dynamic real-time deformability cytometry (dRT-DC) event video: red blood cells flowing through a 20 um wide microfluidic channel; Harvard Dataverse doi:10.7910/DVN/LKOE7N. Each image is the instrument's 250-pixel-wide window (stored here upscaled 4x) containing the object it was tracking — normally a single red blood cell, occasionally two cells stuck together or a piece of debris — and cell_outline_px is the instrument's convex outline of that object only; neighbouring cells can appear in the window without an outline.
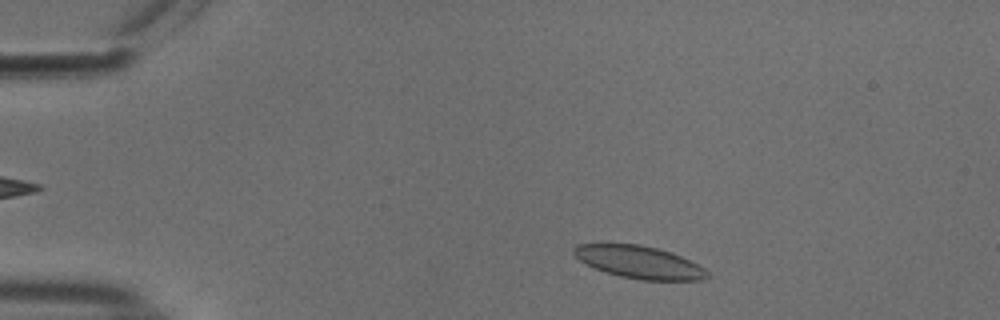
{"species": "common noctule bat (a hibernating species)", "species_latin": "Nyctalus noctula", "temperature_condition": "cold", "stored_images_in_passage": 48, "camera_frame_rate_fps": 3000, "um_per_image_px": 0.085, "animal": {"sex": "male", "body_mass_g": 18.8}, "frame": {"image": 1, "passage_image": 4, "time_ms": 1.0, "image_size_px": [1000, 320], "cell_outline_px": [[712, 276], [700, 280], [640, 280], [620, 276], [604, 272], [580, 260], [572, 252], [572, 248], [576, 244], [640, 244], [672, 252], [704, 268]], "centroid_in_image_um": [54.34, 22.28], "position_along_channel_um": 30.7, "area_um2": 25.14}}
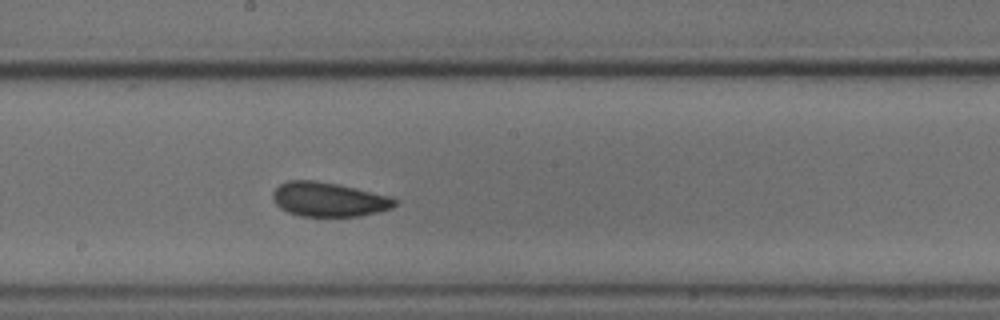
{"frame": {"image": 2, "passage_image": 24, "time_ms": 7.667, "image_size_px": [1000, 320], "cell_outline_px": [[396, 204], [392, 208], [360, 216], [300, 216], [288, 212], [280, 208], [276, 204], [272, 196], [272, 192], [280, 184], [288, 180], [316, 180], [356, 188], [392, 196], [396, 200]], "centroid_in_image_um": [27.93, 16.95], "position_along_channel_um": 220.3, "area_um2": 24.39}}
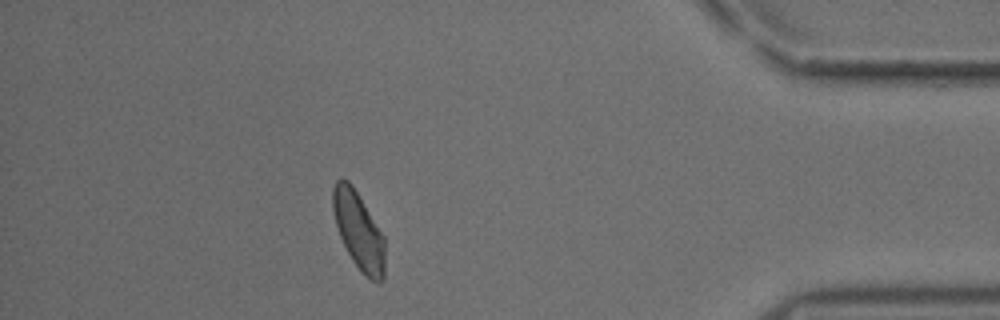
{"frame": {"image": 3, "passage_image": 42, "time_ms": 13.667, "image_size_px": [1000, 320], "cell_outline_px": [[384, 280], [376, 284], [364, 276], [360, 272], [352, 260], [340, 236], [336, 224], [332, 208], [332, 188], [336, 180], [348, 180], [352, 184], [384, 236]], "centroid_in_image_um": [30.49, 19.65], "position_along_channel_um": 404.7, "area_um2": 23.52}, "authors_computed_cell_mechanics": {"area_um2": 24.1315, "velocity_mm_per_s": 3.7382, "shape_relaxation_time_tau1_ms": 2.3302, "shape_relaxation_time_tau2_ms": 2.0939, "deformation_change_tau1": 0.0812, "deformation_change_tau2": 0.0869}}